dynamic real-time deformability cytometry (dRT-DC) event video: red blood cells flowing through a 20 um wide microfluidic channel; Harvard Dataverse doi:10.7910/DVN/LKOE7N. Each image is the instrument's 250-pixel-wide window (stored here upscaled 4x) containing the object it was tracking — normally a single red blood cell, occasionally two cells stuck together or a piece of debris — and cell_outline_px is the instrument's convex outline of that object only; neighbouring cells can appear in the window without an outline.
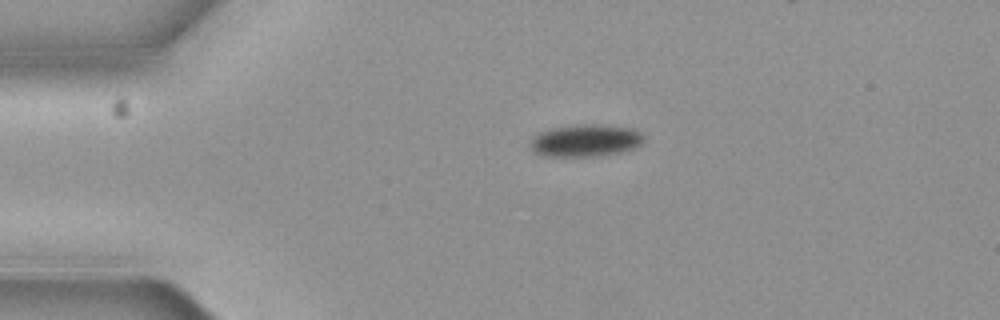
{"species": "common noctule bat (a hibernating species)", "species_latin": "Nyctalus noctula", "temperature_condition": "cold", "stored_images_in_passage": 3, "camera_frame_rate_fps": 3000, "um_per_image_px": 0.085, "animal": {"sex": "female", "body_mass_g": 19.3, "forearm_length_mm": 54.1}, "frame": {"image": 1, "passage_image": 1, "time_ms": 0.0, "image_size_px": [1000, 320], "cell_outline_px": [[644, 140], [640, 144], [632, 148], [620, 152], [596, 156], [544, 156], [536, 152], [528, 144], [532, 136], [548, 128], [584, 124], [596, 124], [632, 128], [640, 132], [644, 136]], "centroid_in_image_um": [49.73, 11.93], "position_along_channel_um": 35.3, "area_um2": 21.33}}
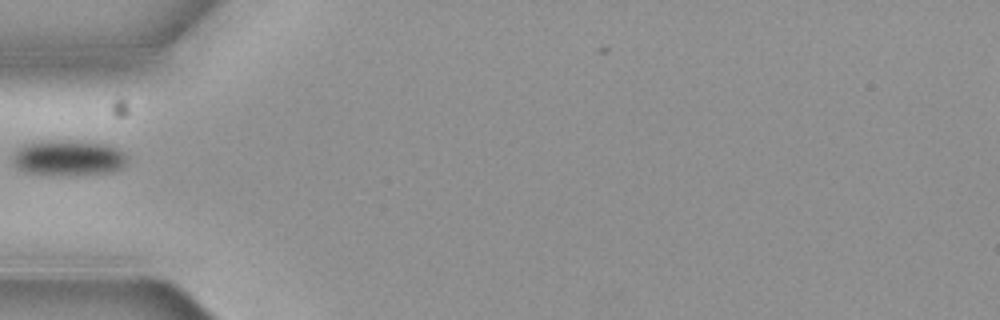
{"frame": {"image": 2, "passage_image": 3, "time_ms": 0.667, "image_size_px": [1000, 320], "cell_outline_px": [[128, 160], [120, 168], [108, 172], [28, 172], [16, 168], [12, 160], [12, 156], [16, 148], [24, 144], [44, 140], [76, 140], [104, 144], [120, 148], [128, 156]], "centroid_in_image_um": [5.8, 13.34], "position_along_channel_um": 79.2, "area_um2": 23.0}}